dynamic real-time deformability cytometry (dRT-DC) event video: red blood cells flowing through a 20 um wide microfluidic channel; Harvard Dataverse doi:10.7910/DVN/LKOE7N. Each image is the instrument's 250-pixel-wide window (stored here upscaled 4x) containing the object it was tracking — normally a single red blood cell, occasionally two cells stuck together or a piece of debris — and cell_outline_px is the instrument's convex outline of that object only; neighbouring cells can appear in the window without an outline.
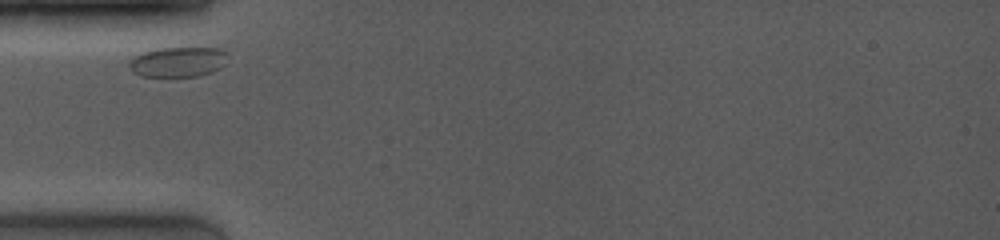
{"species": "common noctule bat (a hibernating species)", "species_latin": "Nyctalus noctula", "temperature_condition": "room temperature", "stored_images_in_passage": 7, "camera_frame_rate_fps": 4000, "um_per_image_px": 0.085, "animal": {"sex": "female", "body_mass_g": 19.0, "forearm_length_mm": 53.3}, "frame": {"image": 1, "passage_image": 1, "time_ms": 0.0, "image_size_px": [1000, 240], "cell_outline_px": [[228, 52], [224, 64], [220, 68], [212, 72], [196, 76], [140, 76], [132, 72], [128, 68], [128, 64], [132, 56], [156, 48], [220, 48]], "centroid_in_image_um": [15.1, 5.26], "position_along_channel_um": 69.9, "area_um2": 17.4}}
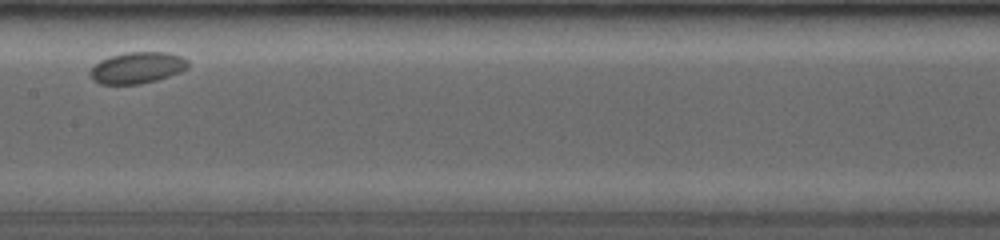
{"frame": {"image": 2, "passage_image": 6, "time_ms": 3.75, "image_size_px": [1000, 240], "cell_outline_px": [[188, 68], [180, 72], [156, 80], [140, 84], [100, 84], [92, 80], [88, 72], [100, 60], [108, 56], [124, 52], [168, 52], [184, 56], [188, 60]], "centroid_in_image_um": [11.66, 5.75], "position_along_channel_um": 195.7, "area_um2": 18.15}}